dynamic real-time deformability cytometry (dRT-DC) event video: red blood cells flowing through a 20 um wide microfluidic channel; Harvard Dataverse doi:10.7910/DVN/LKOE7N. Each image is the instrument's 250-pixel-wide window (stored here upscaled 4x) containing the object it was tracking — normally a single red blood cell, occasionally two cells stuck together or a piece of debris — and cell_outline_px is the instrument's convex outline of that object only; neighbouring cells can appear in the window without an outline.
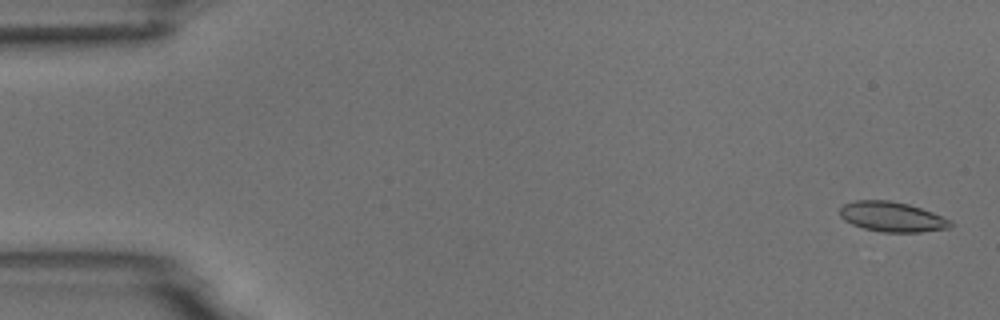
{"species": "common noctule bat (a hibernating species)", "species_latin": "Nyctalus noctula", "temperature_condition": "room temperature", "stored_images_in_passage": 6, "segment_of_instrument_passage": [2, 2], "camera_frame_rate_fps": 3000, "um_per_image_px": 0.085, "animal": {"sex": "male", "body_mass_g": 18.8}, "frame": {"image": 1, "passage_image": 6, "time_ms": 5.667, "image_size_px": [1000, 320], "cell_outline_px": [[952, 224], [948, 228], [920, 232], [880, 232], [864, 228], [852, 224], [844, 220], [840, 216], [840, 208], [844, 204], [856, 200], [888, 200], [908, 204], [932, 212], [952, 220]], "centroid_in_image_um": [75.81, 18.43], "position_along_channel_um": 9.2, "area_um2": 19.25}}